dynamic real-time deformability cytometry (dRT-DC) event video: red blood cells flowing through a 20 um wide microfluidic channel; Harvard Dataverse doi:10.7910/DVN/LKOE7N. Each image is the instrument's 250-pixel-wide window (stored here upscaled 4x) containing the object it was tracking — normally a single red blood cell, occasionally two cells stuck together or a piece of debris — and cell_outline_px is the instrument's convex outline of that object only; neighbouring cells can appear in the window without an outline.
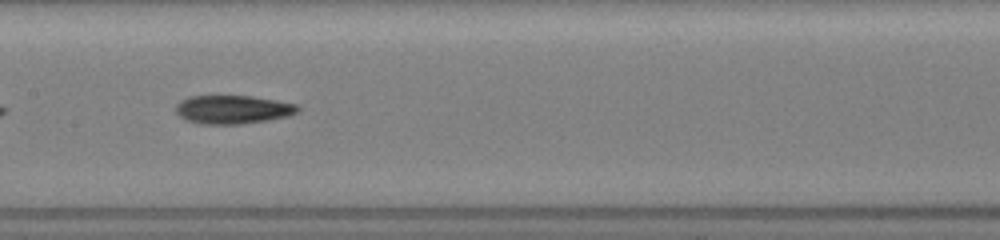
{"species": "common noctule bat (a hibernating species)", "species_latin": "Nyctalus noctula", "temperature_condition": "room temperature", "stored_images_in_passage": 35, "camera_frame_rate_fps": 3000, "um_per_image_px": 0.085, "animal": {"sex": "female", "body_mass_g": 19.5, "forearm_length_mm": 54.1}, "frame": {"image": 1, "passage_image": 11, "time_ms": 3.333, "image_size_px": [1000, 240], "cell_outline_px": [[300, 112], [288, 116], [268, 120], [240, 124], [200, 124], [188, 120], [180, 116], [176, 112], [176, 104], [180, 100], [188, 96], [252, 96], [300, 104]], "centroid_in_image_um": [19.83, 9.3], "position_along_channel_um": 187.6, "area_um2": 20.46}}
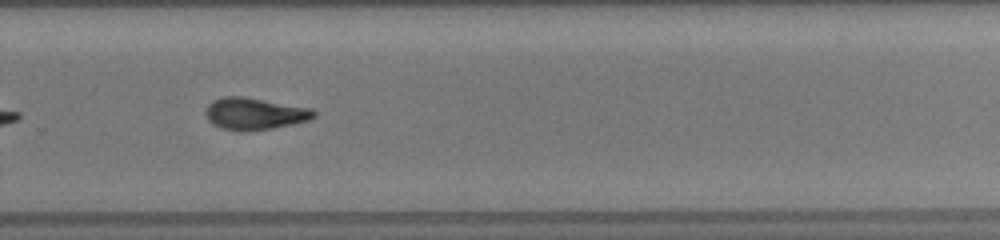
{"frame": {"image": 2, "passage_image": 20, "time_ms": 6.333, "image_size_px": [1000, 240], "cell_outline_px": [[316, 116], [308, 120], [292, 124], [272, 128], [248, 132], [240, 132], [220, 128], [212, 124], [208, 120], [204, 112], [208, 104], [212, 100], [224, 96], [240, 96], [312, 108], [316, 112]], "centroid_in_image_um": [21.6, 9.68], "position_along_channel_um": 308.2, "area_um2": 20.35}}
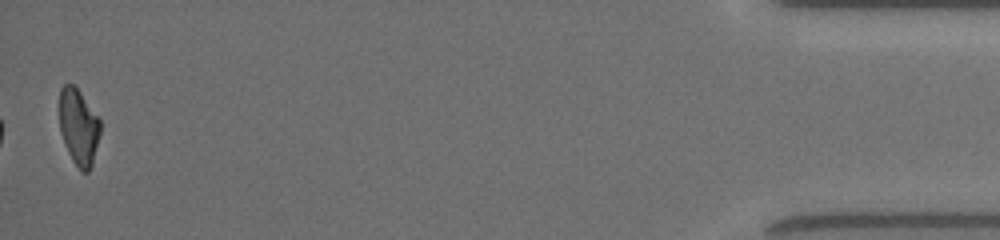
{"frame": {"image": 3, "passage_image": 35, "time_ms": 11.333, "image_size_px": [1000, 240], "cell_outline_px": [[100, 132], [92, 164], [88, 172], [80, 172], [72, 160], [68, 152], [60, 132], [60, 88], [64, 84], [72, 84], [80, 92], [100, 120]], "centroid_in_image_um": [6.67, 10.81], "position_along_channel_um": 428.5, "area_um2": 17.92}, "authors_computed_cell_mechanics": {"area_um2": 19.941, "velocity_mm_per_s": 4.0402, "shape_relaxation_time_tau1_ms": 6.9162, "shape_relaxation_time_tau2_ms": 7.4735, "deformation_change_tau1": 0.2423, "deformation_change_tau2": 0.1246}}